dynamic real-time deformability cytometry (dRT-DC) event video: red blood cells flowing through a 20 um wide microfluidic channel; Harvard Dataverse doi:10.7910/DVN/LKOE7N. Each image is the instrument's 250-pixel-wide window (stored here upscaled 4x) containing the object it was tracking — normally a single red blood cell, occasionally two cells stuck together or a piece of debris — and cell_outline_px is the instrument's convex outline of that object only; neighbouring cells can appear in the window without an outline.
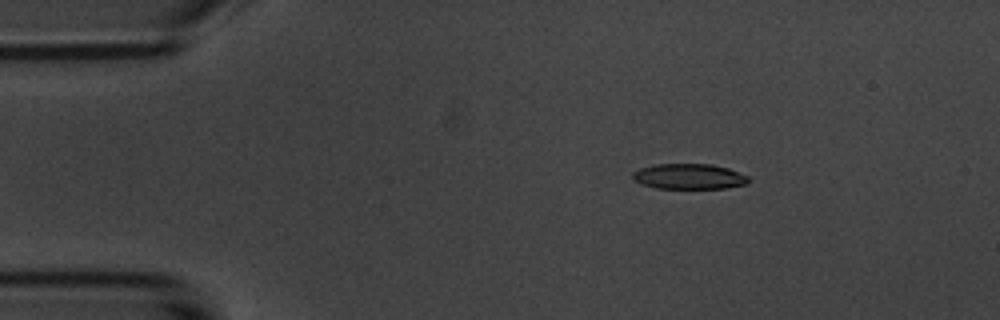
{"species": "common noctule bat (a hibernating species)", "species_latin": "Nyctalus noctula", "temperature_condition": "room temperature", "stored_images_in_passage": 5, "camera_frame_rate_fps": 3000, "um_per_image_px": 0.085, "animal": {"sex": "male", "body_mass_g": 20.1, "forearm_length_mm": 53.5}, "frame": {"image": 1, "passage_image": 3, "time_ms": 2.333, "image_size_px": [1000, 320], "cell_outline_px": [[748, 180], [744, 184], [728, 188], [656, 188], [640, 184], [632, 180], [632, 172], [640, 168], [652, 164], [712, 164], [728, 168], [748, 176]], "centroid_in_image_um": [58.5, 14.99], "position_along_channel_um": 26.5, "area_um2": 17.22}}
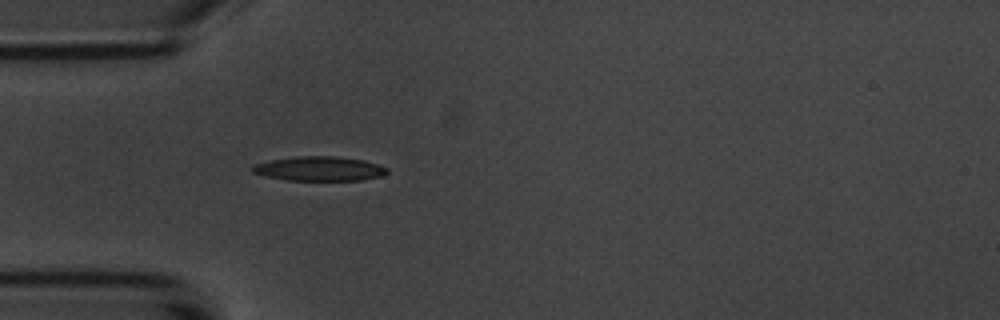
{"frame": {"image": 2, "passage_image": 5, "time_ms": 4.667, "image_size_px": [1000, 320], "cell_outline_px": [[388, 172], [384, 176], [360, 180], [284, 180], [252, 172], [248, 168], [252, 164], [272, 160], [296, 156], [340, 156], [364, 160], [388, 168]], "centroid_in_image_um": [27.14, 14.33], "position_along_channel_um": 57.9, "area_um2": 19.31}}